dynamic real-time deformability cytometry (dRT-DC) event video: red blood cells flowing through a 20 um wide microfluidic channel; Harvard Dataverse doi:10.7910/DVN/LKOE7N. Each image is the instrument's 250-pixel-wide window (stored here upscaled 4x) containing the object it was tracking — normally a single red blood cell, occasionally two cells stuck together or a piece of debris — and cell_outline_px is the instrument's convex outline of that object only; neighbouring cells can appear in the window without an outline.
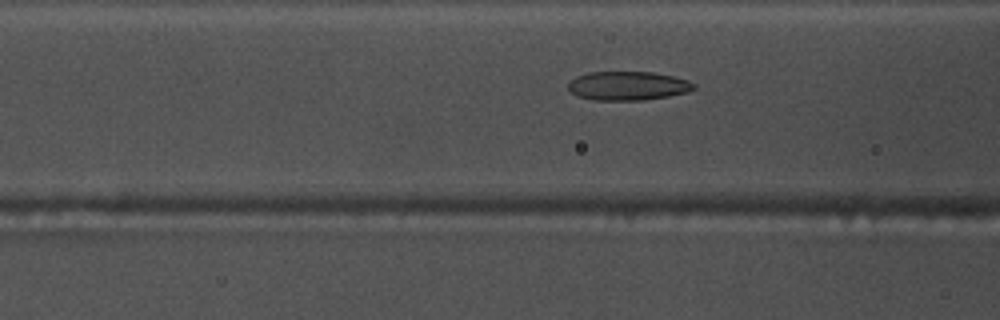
{"species": "common noctule bat (a hibernating species)", "species_latin": "Nyctalus noctula", "temperature_condition": "warm", "stored_images_in_passage": 49, "camera_frame_rate_fps": 3000, "um_per_image_px": 0.085, "animal": {"sex": "male", "body_mass_g": 17.5, "forearm_length_mm": 52.3}, "frame": {"image": 1, "passage_image": 16, "time_ms": 5.0, "image_size_px": [1000, 320], "cell_outline_px": [[696, 88], [688, 92], [668, 96], [644, 100], [596, 100], [576, 96], [568, 88], [568, 80], [576, 76], [588, 72], [652, 72], [672, 76], [688, 80], [696, 84]], "centroid_in_image_um": [53.35, 7.29], "position_along_channel_um": 113.2, "area_um2": 21.27}}
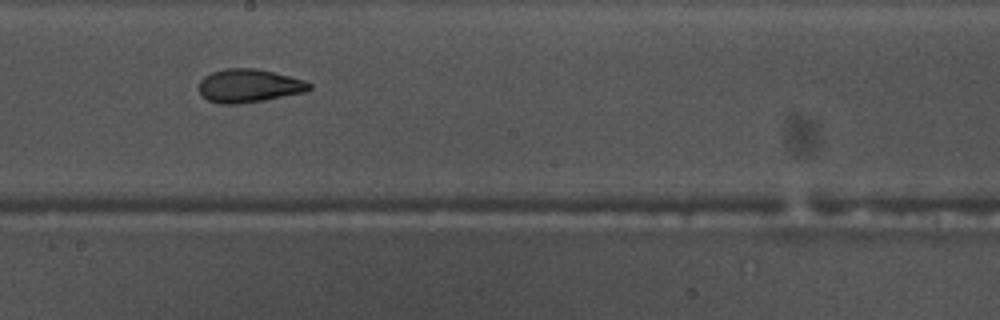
{"frame": {"image": 2, "passage_image": 25, "time_ms": 8.0, "image_size_px": [1000, 320], "cell_outline_px": [[312, 88], [304, 92], [264, 100], [236, 104], [220, 104], [208, 100], [200, 92], [200, 80], [204, 76], [212, 72], [224, 68], [256, 68], [304, 80], [312, 84]], "centroid_in_image_um": [21.15, 7.28], "position_along_channel_um": 227.0, "area_um2": 21.27}}
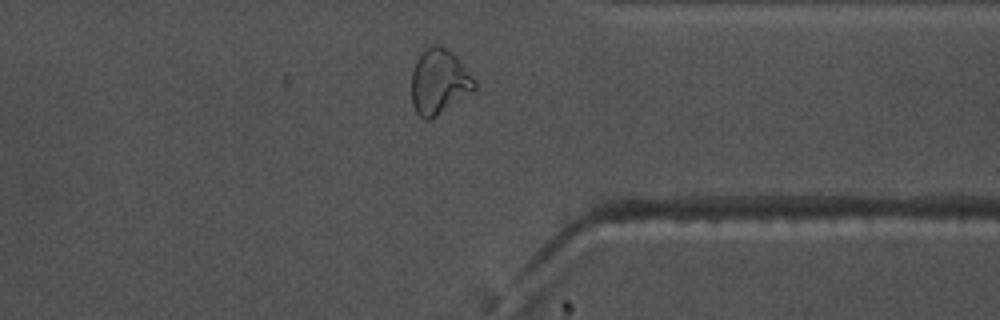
{"frame": {"image": 3, "passage_image": 37, "time_ms": 12.0, "image_size_px": [1000, 320], "cell_outline_px": [[476, 88], [436, 116], [428, 120], [424, 120], [416, 112], [412, 104], [412, 72], [416, 60], [432, 44], [440, 44], [448, 48], [456, 56], [476, 80]], "centroid_in_image_um": [37.32, 6.93], "position_along_channel_um": 374.1, "area_um2": 23.64}, "authors_computed_cell_mechanics": {"area_um2": 21.8484, "velocity_mm_per_s": 3.8027, "shape_relaxation_time_tau1_ms": null, "shape_relaxation_time_tau2_ms": 1.733, "deformation_change_tau1": null, "deformation_change_tau2": 0.0772}}